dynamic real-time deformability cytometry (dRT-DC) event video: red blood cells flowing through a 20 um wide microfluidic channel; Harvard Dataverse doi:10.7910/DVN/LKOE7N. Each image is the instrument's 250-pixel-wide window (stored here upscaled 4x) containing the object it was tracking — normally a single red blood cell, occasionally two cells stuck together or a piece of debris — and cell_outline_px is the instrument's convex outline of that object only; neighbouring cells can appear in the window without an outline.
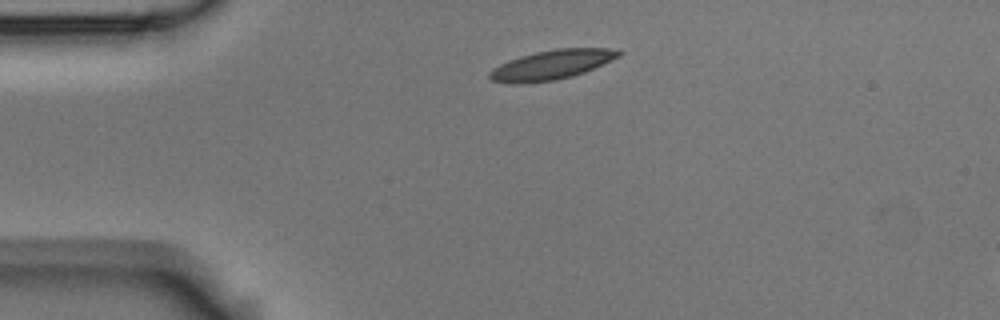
{"species": "Egyptian fruit bat (a non-hibernating species)", "species_latin": "Rousettus aegyptiacus", "temperature_condition": "room temperature", "stored_images_in_passage": 3, "camera_frame_rate_fps": 3000, "um_per_image_px": 0.085, "animal": {"sex": "male"}, "frame": {"image": 1, "passage_image": 1, "time_ms": 0.0, "image_size_px": [1000, 320], "cell_outline_px": [[624, 52], [620, 56], [612, 60], [584, 72], [572, 76], [556, 80], [520, 84], [516, 84], [492, 80], [488, 76], [488, 72], [492, 68], [508, 60], [520, 56], [536, 52], [556, 48], [608, 48]], "centroid_in_image_um": [46.87, 5.51], "position_along_channel_um": 38.1, "area_um2": 22.2}}
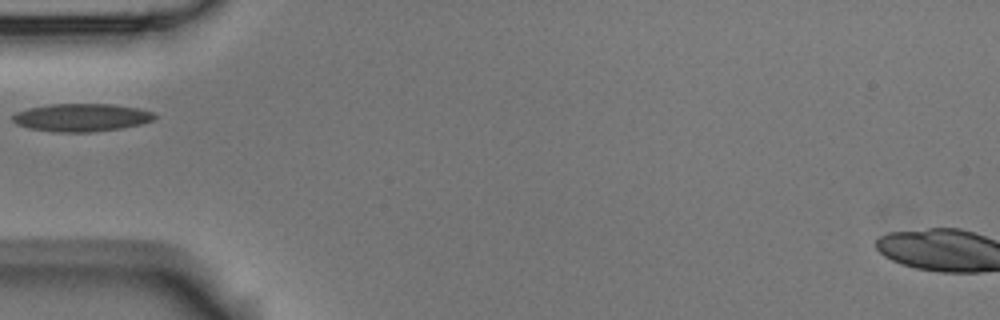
{"frame": {"image": 2, "passage_image": 3, "time_ms": 0.667, "image_size_px": [1000, 320], "cell_outline_px": [[156, 116], [152, 120], [140, 124], [120, 128], [92, 132], [56, 132], [28, 128], [16, 124], [12, 120], [12, 116], [16, 112], [28, 108], [52, 104], [112, 104], [140, 108], [152, 112]], "centroid_in_image_um": [6.9, 9.98], "position_along_channel_um": 78.1, "area_um2": 23.0}}